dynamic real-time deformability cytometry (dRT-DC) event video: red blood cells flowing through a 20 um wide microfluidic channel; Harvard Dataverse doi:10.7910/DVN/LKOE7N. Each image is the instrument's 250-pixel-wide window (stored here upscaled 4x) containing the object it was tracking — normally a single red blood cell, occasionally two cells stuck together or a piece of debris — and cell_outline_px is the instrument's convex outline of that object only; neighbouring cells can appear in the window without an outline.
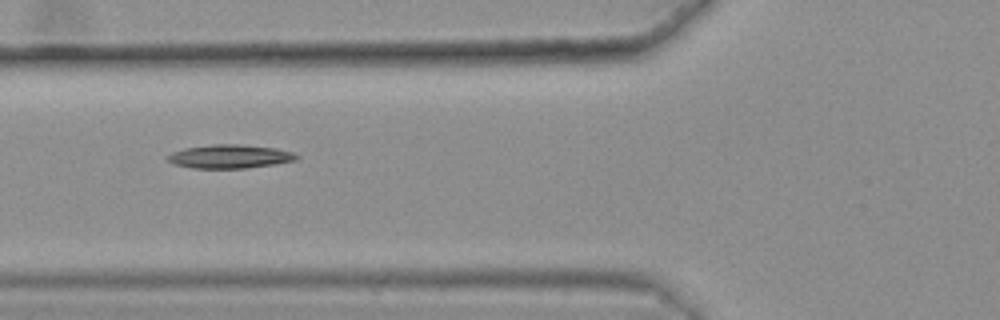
{"species": "common noctule bat (a hibernating species)", "species_latin": "Nyctalus noctula", "temperature_condition": "warm", "stored_images_in_passage": 10, "camera_frame_rate_fps": 3000, "um_per_image_px": 0.085, "animal": {"sex": "female", "body_mass_g": 25.1}, "frame": {"image": 1, "passage_image": 4, "time_ms": 1.0, "image_size_px": [1000, 320], "cell_outline_px": [[300, 156], [296, 160], [276, 164], [248, 168], [192, 168], [176, 164], [168, 160], [164, 156], [172, 152], [184, 148], [212, 144], [240, 144], [276, 148], [292, 152]], "centroid_in_image_um": [19.54, 13.29], "position_along_channel_um": 106.3, "area_um2": 17.86}}
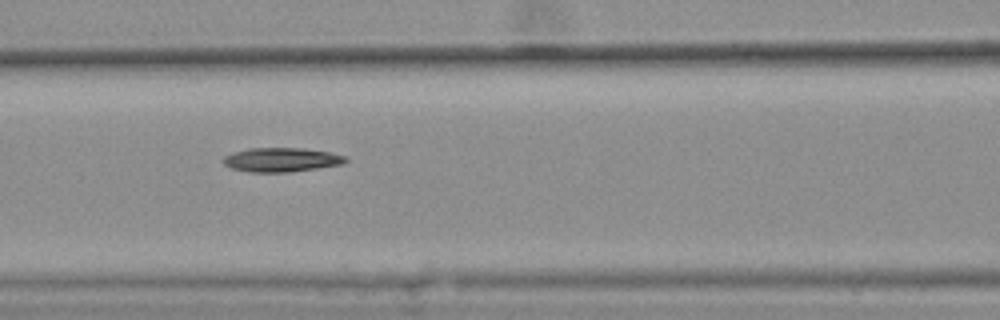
{"frame": {"image": 2, "passage_image": 7, "time_ms": 2.0, "image_size_px": [1000, 320], "cell_outline_px": [[348, 160], [344, 164], [292, 172], [248, 172], [232, 168], [224, 164], [224, 156], [232, 152], [248, 148], [304, 148], [328, 152], [344, 156]], "centroid_in_image_um": [23.92, 13.58], "position_along_channel_um": 142.7, "area_um2": 17.22}}